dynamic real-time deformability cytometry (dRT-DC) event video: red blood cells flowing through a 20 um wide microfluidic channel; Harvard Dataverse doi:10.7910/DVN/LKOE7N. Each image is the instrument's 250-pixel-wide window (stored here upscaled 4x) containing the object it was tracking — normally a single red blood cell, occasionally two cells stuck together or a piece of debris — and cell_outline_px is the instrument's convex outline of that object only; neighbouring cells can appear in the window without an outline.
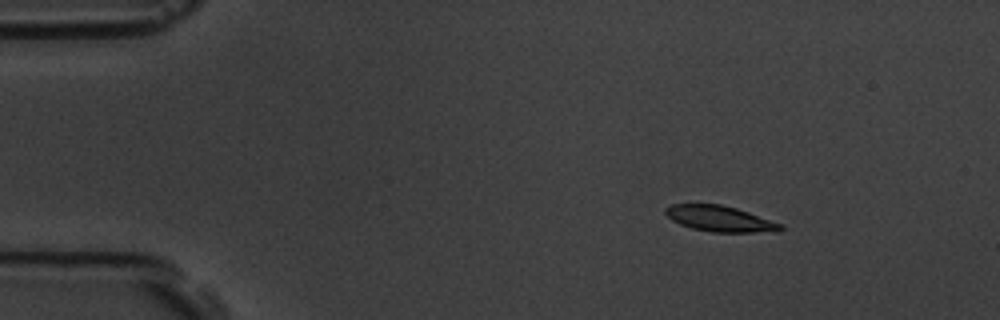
{"species": "common noctule bat (a hibernating species)", "species_latin": "Nyctalus noctula", "temperature_condition": "room temperature", "stored_images_in_passage": 5, "segment_of_instrument_passage": [1, 2], "camera_frame_rate_fps": 3000, "um_per_image_px": 0.085, "animal": {"sex": "male", "body_mass_g": 19.5, "forearm_length_mm": 54.6}, "frame": {"image": 1, "passage_image": 2, "time_ms": 0.333, "image_size_px": [1000, 320], "cell_outline_px": [[784, 228], [780, 232], [712, 232], [692, 228], [680, 224], [672, 220], [664, 212], [664, 208], [672, 204], [720, 204], [736, 208], [784, 224]], "centroid_in_image_um": [61.23, 18.6], "position_along_channel_um": 23.8, "area_um2": 17.4}}